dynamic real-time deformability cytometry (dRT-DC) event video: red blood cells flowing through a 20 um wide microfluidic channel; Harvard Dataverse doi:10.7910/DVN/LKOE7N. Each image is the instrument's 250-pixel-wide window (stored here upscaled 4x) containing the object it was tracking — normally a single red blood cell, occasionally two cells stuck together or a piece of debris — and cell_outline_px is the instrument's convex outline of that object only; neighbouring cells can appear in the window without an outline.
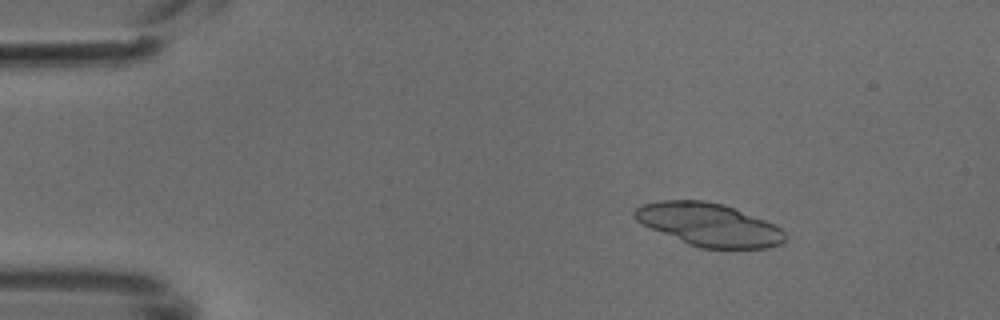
{"species": "common noctule bat (a hibernating species)", "species_latin": "Nyctalus noctula", "temperature_condition": "cold", "stored_images_in_passage": 49, "segment_of_instrument_passage": [1, 2], "camera_frame_rate_fps": 3000, "um_per_image_px": 0.085, "animal": {"sex": "male", "body_mass_g": 18.8}, "frame": {"image": 1, "passage_image": 8, "time_ms": 2.333, "image_size_px": [1000, 320], "cell_outline_px": [[788, 236], [784, 244], [768, 248], [700, 248], [688, 244], [652, 228], [636, 220], [632, 216], [632, 212], [636, 208], [644, 204], [660, 200], [704, 200], [724, 204], [776, 224]], "centroid_in_image_um": [60.31, 19.09], "position_along_channel_um": 24.7, "area_um2": 37.69}}